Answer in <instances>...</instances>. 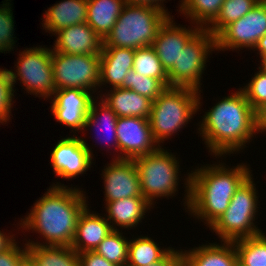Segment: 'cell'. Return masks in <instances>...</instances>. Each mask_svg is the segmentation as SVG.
<instances>
[{"mask_svg": "<svg viewBox=\"0 0 266 266\" xmlns=\"http://www.w3.org/2000/svg\"><path fill=\"white\" fill-rule=\"evenodd\" d=\"M86 195L78 185L71 184L70 187L56 179L34 202L26 216L19 219V230L39 234L37 240L28 237L22 241L27 246H71L78 218L89 205Z\"/></svg>", "mask_w": 266, "mask_h": 266, "instance_id": "6da1fadb", "label": "cell"}, {"mask_svg": "<svg viewBox=\"0 0 266 266\" xmlns=\"http://www.w3.org/2000/svg\"><path fill=\"white\" fill-rule=\"evenodd\" d=\"M227 95L218 98L196 125L198 137L213 158L240 154L257 137L255 110L243 91L238 87Z\"/></svg>", "mask_w": 266, "mask_h": 266, "instance_id": "7a4b0ae2", "label": "cell"}, {"mask_svg": "<svg viewBox=\"0 0 266 266\" xmlns=\"http://www.w3.org/2000/svg\"><path fill=\"white\" fill-rule=\"evenodd\" d=\"M214 159L212 164L200 167L197 164L190 170V200L186 212L195 221L203 222L206 229L226 211L235 191L253 172L246 162L229 166L224 162L225 157Z\"/></svg>", "mask_w": 266, "mask_h": 266, "instance_id": "3957f363", "label": "cell"}, {"mask_svg": "<svg viewBox=\"0 0 266 266\" xmlns=\"http://www.w3.org/2000/svg\"><path fill=\"white\" fill-rule=\"evenodd\" d=\"M165 148L160 147L153 153L133 159L139 173L141 192L143 197L155 208L158 200L178 196L180 181L183 180L182 187L185 192L182 193L184 196L180 204L183 202L182 205L186 212L190 200V170L184 174L183 178L181 176L183 173L181 174L180 171L183 168L181 169L178 153L174 154L171 152L172 150Z\"/></svg>", "mask_w": 266, "mask_h": 266, "instance_id": "277c9868", "label": "cell"}, {"mask_svg": "<svg viewBox=\"0 0 266 266\" xmlns=\"http://www.w3.org/2000/svg\"><path fill=\"white\" fill-rule=\"evenodd\" d=\"M202 91L188 87H167L152 101L149 122L153 137L160 147H164L168 139L171 141L173 136L175 138L181 129L194 120L197 113L199 115L203 106Z\"/></svg>", "mask_w": 266, "mask_h": 266, "instance_id": "5b68a950", "label": "cell"}, {"mask_svg": "<svg viewBox=\"0 0 266 266\" xmlns=\"http://www.w3.org/2000/svg\"><path fill=\"white\" fill-rule=\"evenodd\" d=\"M257 187L252 173L235 191L226 211L209 227L218 241L233 242L264 232L257 226L261 208Z\"/></svg>", "mask_w": 266, "mask_h": 266, "instance_id": "8992f818", "label": "cell"}, {"mask_svg": "<svg viewBox=\"0 0 266 266\" xmlns=\"http://www.w3.org/2000/svg\"><path fill=\"white\" fill-rule=\"evenodd\" d=\"M170 15L154 6L125 4L103 47L137 49L151 46Z\"/></svg>", "mask_w": 266, "mask_h": 266, "instance_id": "52a82bcc", "label": "cell"}, {"mask_svg": "<svg viewBox=\"0 0 266 266\" xmlns=\"http://www.w3.org/2000/svg\"><path fill=\"white\" fill-rule=\"evenodd\" d=\"M14 69H7L15 87L20 81L24 93L48 100L56 91L52 69V48L37 45L18 51ZM26 91V92H25Z\"/></svg>", "mask_w": 266, "mask_h": 266, "instance_id": "ba28073f", "label": "cell"}, {"mask_svg": "<svg viewBox=\"0 0 266 266\" xmlns=\"http://www.w3.org/2000/svg\"><path fill=\"white\" fill-rule=\"evenodd\" d=\"M216 52V37L200 29L181 50L178 62L167 72L169 87H188L202 90L210 55Z\"/></svg>", "mask_w": 266, "mask_h": 266, "instance_id": "9c48e42d", "label": "cell"}, {"mask_svg": "<svg viewBox=\"0 0 266 266\" xmlns=\"http://www.w3.org/2000/svg\"><path fill=\"white\" fill-rule=\"evenodd\" d=\"M100 61V55H72L52 51L51 63L56 90L82 89L99 97Z\"/></svg>", "mask_w": 266, "mask_h": 266, "instance_id": "30bf717a", "label": "cell"}, {"mask_svg": "<svg viewBox=\"0 0 266 266\" xmlns=\"http://www.w3.org/2000/svg\"><path fill=\"white\" fill-rule=\"evenodd\" d=\"M265 34L266 0H260L245 16L227 25L216 36V53L251 51Z\"/></svg>", "mask_w": 266, "mask_h": 266, "instance_id": "8fae6325", "label": "cell"}, {"mask_svg": "<svg viewBox=\"0 0 266 266\" xmlns=\"http://www.w3.org/2000/svg\"><path fill=\"white\" fill-rule=\"evenodd\" d=\"M57 141L50 152V165L55 176L68 181L87 174L91 170L92 164L95 165L93 147L97 145H89L83 136H69ZM92 146V147H91Z\"/></svg>", "mask_w": 266, "mask_h": 266, "instance_id": "7c38bea8", "label": "cell"}, {"mask_svg": "<svg viewBox=\"0 0 266 266\" xmlns=\"http://www.w3.org/2000/svg\"><path fill=\"white\" fill-rule=\"evenodd\" d=\"M96 97L88 90L60 89L48 99L49 108L56 122L69 127L71 136L73 133L76 136L80 132L83 134L91 103Z\"/></svg>", "mask_w": 266, "mask_h": 266, "instance_id": "4fadbf2b", "label": "cell"}, {"mask_svg": "<svg viewBox=\"0 0 266 266\" xmlns=\"http://www.w3.org/2000/svg\"><path fill=\"white\" fill-rule=\"evenodd\" d=\"M118 159L133 160L160 148L148 118L118 117L116 124Z\"/></svg>", "mask_w": 266, "mask_h": 266, "instance_id": "5bb4252c", "label": "cell"}, {"mask_svg": "<svg viewBox=\"0 0 266 266\" xmlns=\"http://www.w3.org/2000/svg\"><path fill=\"white\" fill-rule=\"evenodd\" d=\"M101 172L104 204L129 197H143L139 173L133 160L112 159L110 163H105Z\"/></svg>", "mask_w": 266, "mask_h": 266, "instance_id": "9a60e30c", "label": "cell"}, {"mask_svg": "<svg viewBox=\"0 0 266 266\" xmlns=\"http://www.w3.org/2000/svg\"><path fill=\"white\" fill-rule=\"evenodd\" d=\"M190 26L176 23L174 15L169 16L158 29L152 43L162 66L168 72L178 62L181 50L187 42L201 29L192 23Z\"/></svg>", "mask_w": 266, "mask_h": 266, "instance_id": "2e32d148", "label": "cell"}, {"mask_svg": "<svg viewBox=\"0 0 266 266\" xmlns=\"http://www.w3.org/2000/svg\"><path fill=\"white\" fill-rule=\"evenodd\" d=\"M52 46V51L72 55H100L103 40L87 23L69 26L57 31Z\"/></svg>", "mask_w": 266, "mask_h": 266, "instance_id": "e0dca14e", "label": "cell"}, {"mask_svg": "<svg viewBox=\"0 0 266 266\" xmlns=\"http://www.w3.org/2000/svg\"><path fill=\"white\" fill-rule=\"evenodd\" d=\"M117 120L118 116L116 115V113L107 104H105L100 97H96L91 103L83 131V136L86 137V133L84 132L87 131L88 133V131H94L95 129L96 131L94 133L96 134L93 137L97 140L94 142H100L98 145L101 144V147L104 148V151L105 149H107L106 151L107 153H110V156L114 154L113 156H111V159H118V140L116 135ZM99 131L102 132L99 133ZM100 134H103L102 137L104 138H102ZM102 144H105L106 146H102Z\"/></svg>", "mask_w": 266, "mask_h": 266, "instance_id": "ac0fdd59", "label": "cell"}, {"mask_svg": "<svg viewBox=\"0 0 266 266\" xmlns=\"http://www.w3.org/2000/svg\"><path fill=\"white\" fill-rule=\"evenodd\" d=\"M134 54L135 49L132 48H102L100 53V94L107 90L108 87L110 89L122 87L125 76L129 71L133 70Z\"/></svg>", "mask_w": 266, "mask_h": 266, "instance_id": "d6986e66", "label": "cell"}, {"mask_svg": "<svg viewBox=\"0 0 266 266\" xmlns=\"http://www.w3.org/2000/svg\"><path fill=\"white\" fill-rule=\"evenodd\" d=\"M105 218L111 224L113 230L138 229L145 215L150 213L153 206L144 197H129L116 201L107 202L104 205ZM145 217V218H144ZM121 228V229H120Z\"/></svg>", "mask_w": 266, "mask_h": 266, "instance_id": "ffe728a7", "label": "cell"}, {"mask_svg": "<svg viewBox=\"0 0 266 266\" xmlns=\"http://www.w3.org/2000/svg\"><path fill=\"white\" fill-rule=\"evenodd\" d=\"M87 206L80 214L71 247L77 252L94 251L113 228L103 213L92 211ZM102 215V216H101Z\"/></svg>", "mask_w": 266, "mask_h": 266, "instance_id": "44dd1931", "label": "cell"}, {"mask_svg": "<svg viewBox=\"0 0 266 266\" xmlns=\"http://www.w3.org/2000/svg\"><path fill=\"white\" fill-rule=\"evenodd\" d=\"M181 249L186 266H238V256L233 242H208Z\"/></svg>", "mask_w": 266, "mask_h": 266, "instance_id": "7402d4cb", "label": "cell"}, {"mask_svg": "<svg viewBox=\"0 0 266 266\" xmlns=\"http://www.w3.org/2000/svg\"><path fill=\"white\" fill-rule=\"evenodd\" d=\"M58 2V3H57ZM55 2L44 13L42 27L53 36L57 31L72 25L86 23L87 0H61Z\"/></svg>", "mask_w": 266, "mask_h": 266, "instance_id": "603a6c76", "label": "cell"}, {"mask_svg": "<svg viewBox=\"0 0 266 266\" xmlns=\"http://www.w3.org/2000/svg\"><path fill=\"white\" fill-rule=\"evenodd\" d=\"M99 94L118 117L148 118L151 114L152 100L135 91L124 88H113Z\"/></svg>", "mask_w": 266, "mask_h": 266, "instance_id": "cb8c5ba5", "label": "cell"}, {"mask_svg": "<svg viewBox=\"0 0 266 266\" xmlns=\"http://www.w3.org/2000/svg\"><path fill=\"white\" fill-rule=\"evenodd\" d=\"M124 5V0H87L86 23L104 40L115 25Z\"/></svg>", "mask_w": 266, "mask_h": 266, "instance_id": "d4e9b609", "label": "cell"}, {"mask_svg": "<svg viewBox=\"0 0 266 266\" xmlns=\"http://www.w3.org/2000/svg\"><path fill=\"white\" fill-rule=\"evenodd\" d=\"M131 236L126 266H148L161 260L173 248L159 245L160 241L157 243L146 234Z\"/></svg>", "mask_w": 266, "mask_h": 266, "instance_id": "484cf974", "label": "cell"}, {"mask_svg": "<svg viewBox=\"0 0 266 266\" xmlns=\"http://www.w3.org/2000/svg\"><path fill=\"white\" fill-rule=\"evenodd\" d=\"M27 258L34 266H80L71 246H27Z\"/></svg>", "mask_w": 266, "mask_h": 266, "instance_id": "4316f807", "label": "cell"}, {"mask_svg": "<svg viewBox=\"0 0 266 266\" xmlns=\"http://www.w3.org/2000/svg\"><path fill=\"white\" fill-rule=\"evenodd\" d=\"M178 13L188 22L206 29L217 17L225 0H179Z\"/></svg>", "mask_w": 266, "mask_h": 266, "instance_id": "83f0119b", "label": "cell"}, {"mask_svg": "<svg viewBox=\"0 0 266 266\" xmlns=\"http://www.w3.org/2000/svg\"><path fill=\"white\" fill-rule=\"evenodd\" d=\"M239 266H266V233L233 241Z\"/></svg>", "mask_w": 266, "mask_h": 266, "instance_id": "f1b7e54d", "label": "cell"}, {"mask_svg": "<svg viewBox=\"0 0 266 266\" xmlns=\"http://www.w3.org/2000/svg\"><path fill=\"white\" fill-rule=\"evenodd\" d=\"M260 0H225L215 20L206 28L216 37L227 25L253 9Z\"/></svg>", "mask_w": 266, "mask_h": 266, "instance_id": "f546056e", "label": "cell"}, {"mask_svg": "<svg viewBox=\"0 0 266 266\" xmlns=\"http://www.w3.org/2000/svg\"><path fill=\"white\" fill-rule=\"evenodd\" d=\"M123 234L125 233L122 230H113L94 251L117 266H126L130 236L128 238Z\"/></svg>", "mask_w": 266, "mask_h": 266, "instance_id": "4dcf8cb0", "label": "cell"}, {"mask_svg": "<svg viewBox=\"0 0 266 266\" xmlns=\"http://www.w3.org/2000/svg\"><path fill=\"white\" fill-rule=\"evenodd\" d=\"M133 71L145 77L159 79L169 87L168 74L152 46L135 49Z\"/></svg>", "mask_w": 266, "mask_h": 266, "instance_id": "1f68e13d", "label": "cell"}, {"mask_svg": "<svg viewBox=\"0 0 266 266\" xmlns=\"http://www.w3.org/2000/svg\"><path fill=\"white\" fill-rule=\"evenodd\" d=\"M121 88L130 89L154 101L167 86L159 79L145 77L131 70L125 76Z\"/></svg>", "mask_w": 266, "mask_h": 266, "instance_id": "d6a6232c", "label": "cell"}, {"mask_svg": "<svg viewBox=\"0 0 266 266\" xmlns=\"http://www.w3.org/2000/svg\"><path fill=\"white\" fill-rule=\"evenodd\" d=\"M12 1L3 0L1 2L2 4H0V53L4 54L14 51L18 40L14 34L15 21L12 11Z\"/></svg>", "mask_w": 266, "mask_h": 266, "instance_id": "836d02e7", "label": "cell"}, {"mask_svg": "<svg viewBox=\"0 0 266 266\" xmlns=\"http://www.w3.org/2000/svg\"><path fill=\"white\" fill-rule=\"evenodd\" d=\"M13 82L8 70L0 67V118L7 124L12 122V110L15 106L16 98Z\"/></svg>", "mask_w": 266, "mask_h": 266, "instance_id": "e575fe53", "label": "cell"}, {"mask_svg": "<svg viewBox=\"0 0 266 266\" xmlns=\"http://www.w3.org/2000/svg\"><path fill=\"white\" fill-rule=\"evenodd\" d=\"M257 70L249 82L240 87L254 110L266 101V73Z\"/></svg>", "mask_w": 266, "mask_h": 266, "instance_id": "d590c367", "label": "cell"}, {"mask_svg": "<svg viewBox=\"0 0 266 266\" xmlns=\"http://www.w3.org/2000/svg\"><path fill=\"white\" fill-rule=\"evenodd\" d=\"M21 241L16 239L9 247L0 252V266H21L27 259V245H19Z\"/></svg>", "mask_w": 266, "mask_h": 266, "instance_id": "8d00e7d4", "label": "cell"}, {"mask_svg": "<svg viewBox=\"0 0 266 266\" xmlns=\"http://www.w3.org/2000/svg\"><path fill=\"white\" fill-rule=\"evenodd\" d=\"M80 266H117L109 262L103 256L98 255L95 251H86L78 253Z\"/></svg>", "mask_w": 266, "mask_h": 266, "instance_id": "74e56055", "label": "cell"}, {"mask_svg": "<svg viewBox=\"0 0 266 266\" xmlns=\"http://www.w3.org/2000/svg\"><path fill=\"white\" fill-rule=\"evenodd\" d=\"M182 262L183 255L181 248L173 247L161 260L148 266H179Z\"/></svg>", "mask_w": 266, "mask_h": 266, "instance_id": "f35d334b", "label": "cell"}, {"mask_svg": "<svg viewBox=\"0 0 266 266\" xmlns=\"http://www.w3.org/2000/svg\"><path fill=\"white\" fill-rule=\"evenodd\" d=\"M257 135L266 134V101L255 110Z\"/></svg>", "mask_w": 266, "mask_h": 266, "instance_id": "ab89813d", "label": "cell"}, {"mask_svg": "<svg viewBox=\"0 0 266 266\" xmlns=\"http://www.w3.org/2000/svg\"><path fill=\"white\" fill-rule=\"evenodd\" d=\"M16 226L18 227L17 229H14L16 231L9 230L10 232L6 233V232H4V230H2V231L0 230V252L4 251L7 247H9L16 240V238H18V235H20L19 234L20 232H17V230L20 231L19 230V222L17 223V225L15 224V227ZM13 231L15 233H13ZM16 233H18V235H16Z\"/></svg>", "mask_w": 266, "mask_h": 266, "instance_id": "60d3db41", "label": "cell"}, {"mask_svg": "<svg viewBox=\"0 0 266 266\" xmlns=\"http://www.w3.org/2000/svg\"><path fill=\"white\" fill-rule=\"evenodd\" d=\"M170 1V0H168ZM167 0H124L125 4H130V5H147V6H154L157 7L165 12H167L170 16L171 13L168 11V8H166V3Z\"/></svg>", "mask_w": 266, "mask_h": 266, "instance_id": "b9f144b4", "label": "cell"}, {"mask_svg": "<svg viewBox=\"0 0 266 266\" xmlns=\"http://www.w3.org/2000/svg\"><path fill=\"white\" fill-rule=\"evenodd\" d=\"M252 51H257V57L266 55V34L261 37Z\"/></svg>", "mask_w": 266, "mask_h": 266, "instance_id": "7bdbcfd3", "label": "cell"}, {"mask_svg": "<svg viewBox=\"0 0 266 266\" xmlns=\"http://www.w3.org/2000/svg\"><path fill=\"white\" fill-rule=\"evenodd\" d=\"M260 58L259 60L261 61L258 65V69L261 70L262 72L266 73V55L258 57Z\"/></svg>", "mask_w": 266, "mask_h": 266, "instance_id": "ee69618b", "label": "cell"}, {"mask_svg": "<svg viewBox=\"0 0 266 266\" xmlns=\"http://www.w3.org/2000/svg\"><path fill=\"white\" fill-rule=\"evenodd\" d=\"M21 266H34L33 263L27 258Z\"/></svg>", "mask_w": 266, "mask_h": 266, "instance_id": "f6af8a7d", "label": "cell"}, {"mask_svg": "<svg viewBox=\"0 0 266 266\" xmlns=\"http://www.w3.org/2000/svg\"><path fill=\"white\" fill-rule=\"evenodd\" d=\"M6 124L1 118H0V125H3Z\"/></svg>", "mask_w": 266, "mask_h": 266, "instance_id": "bcb514c9", "label": "cell"}, {"mask_svg": "<svg viewBox=\"0 0 266 266\" xmlns=\"http://www.w3.org/2000/svg\"><path fill=\"white\" fill-rule=\"evenodd\" d=\"M179 266H186L183 262Z\"/></svg>", "mask_w": 266, "mask_h": 266, "instance_id": "7dc6e473", "label": "cell"}]
</instances>
